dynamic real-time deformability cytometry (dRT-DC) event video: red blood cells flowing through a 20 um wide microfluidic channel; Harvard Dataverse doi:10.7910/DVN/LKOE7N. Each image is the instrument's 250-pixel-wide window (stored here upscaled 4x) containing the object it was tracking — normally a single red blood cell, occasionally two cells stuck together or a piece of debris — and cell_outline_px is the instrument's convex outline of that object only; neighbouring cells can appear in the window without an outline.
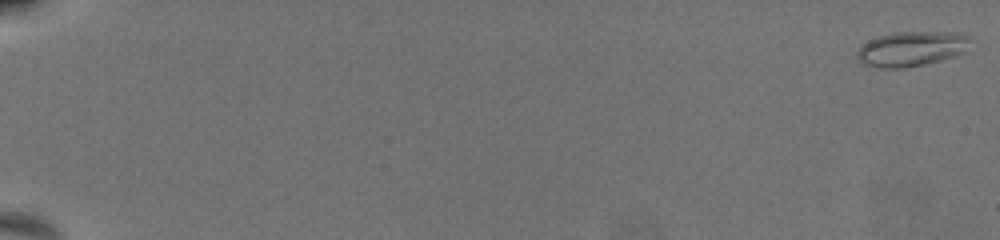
{"species": "common noctule bat (a hibernating species)", "species_latin": "Nyctalus noctula", "temperature_condition": "warm", "stored_images_in_passage": 61, "camera_frame_rate_fps": 3000, "um_per_image_px": 0.085, "animal": {"sex": "female", "body_mass_g": 19.5, "forearm_length_mm": 54.1}, "frame": {"image": 1, "passage_image": 1, "time_ms": 0.0, "image_size_px": [1000, 240], "cell_outline_px": [[968, 52], [956, 56], [924, 64], [904, 68], [880, 68], [864, 64], [856, 56], [856, 52], [868, 40], [880, 36], [896, 32], [960, 32], [968, 36]], "centroid_in_image_um": [77.51, 4.15], "position_along_channel_um": 7.5, "area_um2": 23.0}}
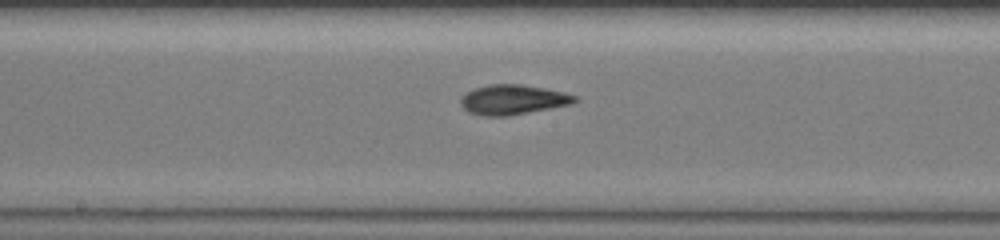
{"frame": {"image": 2, "passage_image": 36, "time_ms": 11.667, "image_size_px": [1000, 240], "cell_outline_px": [[576, 100], [572, 104], [508, 116], [484, 116], [468, 112], [460, 104], [460, 100], [468, 92], [476, 88], [488, 84], [520, 84], [544, 88], [564, 92], [576, 96]], "centroid_in_image_um": [43.59, 8.47], "position_along_channel_um": 204.6, "area_um2": 19.65}}
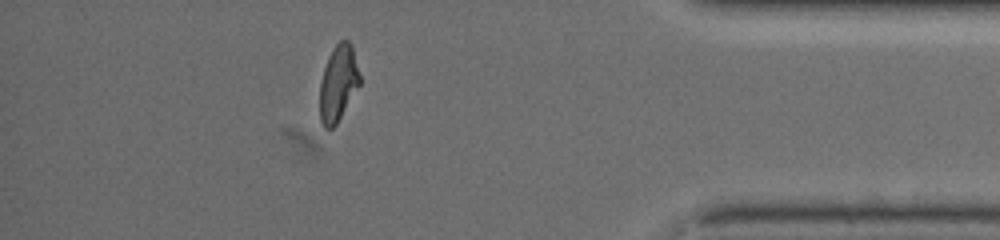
{"frame": {"image": 3, "passage_image": 55, "time_ms": 18.0, "image_size_px": [1000, 240], "cell_outline_px": [[360, 84], [336, 124], [332, 128], [324, 128], [320, 120], [320, 84], [324, 68], [328, 56], [332, 48], [340, 40], [348, 40], [352, 44], [360, 76]], "centroid_in_image_um": [28.74, 7.05], "position_along_channel_um": 406.5, "area_um2": 17.63}, "authors_computed_cell_mechanics": {"area_um2": 19.074, "velocity_mm_per_s": 3.6588, "shape_relaxation_time_tau1_ms": 6.4432, "shape_relaxation_time_tau2_ms": 2.159, "deformation_change_tau1": 0.1993, "deformation_change_tau2": 0.0927}}